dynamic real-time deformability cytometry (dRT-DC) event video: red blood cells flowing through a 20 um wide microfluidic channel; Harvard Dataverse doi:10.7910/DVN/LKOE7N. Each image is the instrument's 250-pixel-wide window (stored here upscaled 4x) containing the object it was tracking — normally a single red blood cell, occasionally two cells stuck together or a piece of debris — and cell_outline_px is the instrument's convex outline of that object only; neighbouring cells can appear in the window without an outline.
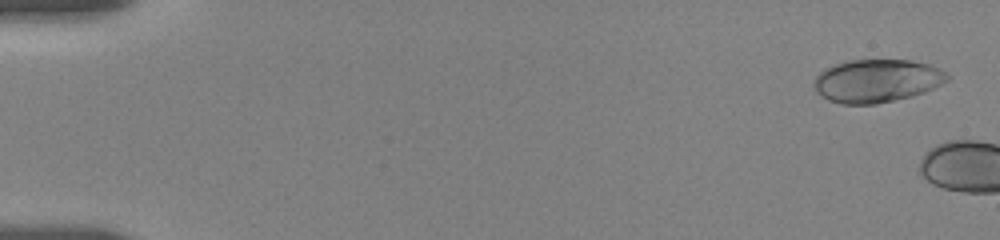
{"species": "human", "species_latin": "Homo sapiens", "temperature_condition": "room temperature", "stored_images_in_passage": 4, "camera_frame_rate_fps": 3000, "um_per_image_px": 0.085, "donor": {"sex": "female"}, "frame": {"image": 1, "passage_image": 1, "time_ms": 0.0, "image_size_px": [1000, 240], "cell_outline_px": [[952, 76], [948, 80], [924, 92], [912, 96], [876, 104], [840, 104], [828, 100], [816, 92], [812, 84], [816, 76], [824, 68], [848, 60], [908, 60], [928, 64], [940, 68], [948, 72]], "centroid_in_image_um": [74.52, 6.87], "position_along_channel_um": 10.5, "area_um2": 33.64}}